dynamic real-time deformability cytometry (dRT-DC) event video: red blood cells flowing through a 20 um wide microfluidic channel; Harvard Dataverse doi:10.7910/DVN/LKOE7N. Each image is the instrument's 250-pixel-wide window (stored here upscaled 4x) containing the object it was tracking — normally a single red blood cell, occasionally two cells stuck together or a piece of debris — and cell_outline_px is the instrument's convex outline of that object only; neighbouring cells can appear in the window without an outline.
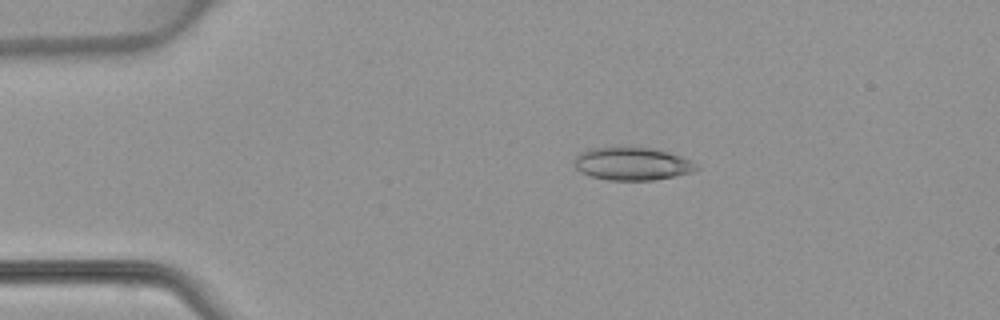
{"species": "common noctule bat (a hibernating species)", "species_latin": "Nyctalus noctula", "temperature_condition": "warm", "stored_images_in_passage": 48, "camera_frame_rate_fps": 3000, "um_per_image_px": 0.085, "animal": {"sex": "female", "body_mass_g": 22.7, "forearm_length_mm": 54.2}, "frame": {"image": 1, "passage_image": 10, "time_ms": 3.0, "image_size_px": [1000, 320], "cell_outline_px": [[700, 168], [692, 172], [652, 180], [608, 180], [592, 176], [580, 172], [576, 168], [572, 160], [580, 152], [588, 148], [648, 148], [668, 152], [692, 160]], "centroid_in_image_um": [53.71, 13.93], "position_along_channel_um": 31.3, "area_um2": 23.18}}
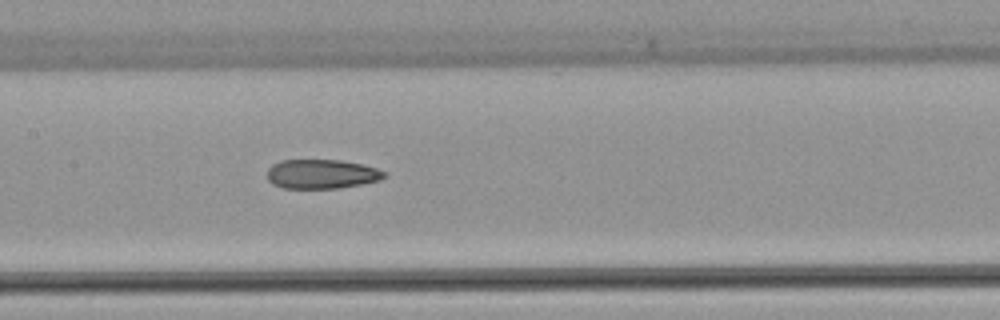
{"frame": {"image": 2, "passage_image": 24, "time_ms": 7.667, "image_size_px": [1000, 320], "cell_outline_px": [[388, 176], [380, 180], [360, 184], [336, 188], [284, 188], [272, 184], [268, 180], [268, 168], [272, 164], [280, 160], [340, 160], [360, 164], [376, 168], [388, 172]], "centroid_in_image_um": [27.35, 14.79], "position_along_channel_um": 180.1, "area_um2": 20.0}}
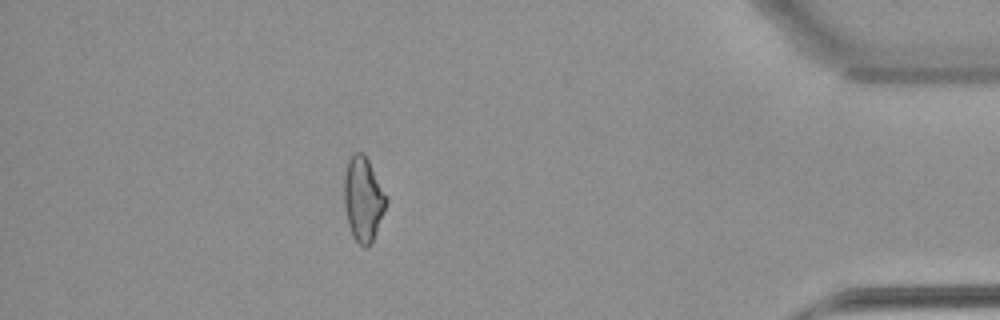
{"frame": {"image": 3, "passage_image": 43, "time_ms": 14.0, "image_size_px": [1000, 320], "cell_outline_px": [[388, 200], [372, 244], [368, 248], [364, 248], [352, 236], [348, 224], [344, 208], [344, 172], [348, 160], [352, 152], [364, 152], [388, 196]], "centroid_in_image_um": [30.87, 16.91], "position_along_channel_um": 404.3, "area_um2": 21.15}}